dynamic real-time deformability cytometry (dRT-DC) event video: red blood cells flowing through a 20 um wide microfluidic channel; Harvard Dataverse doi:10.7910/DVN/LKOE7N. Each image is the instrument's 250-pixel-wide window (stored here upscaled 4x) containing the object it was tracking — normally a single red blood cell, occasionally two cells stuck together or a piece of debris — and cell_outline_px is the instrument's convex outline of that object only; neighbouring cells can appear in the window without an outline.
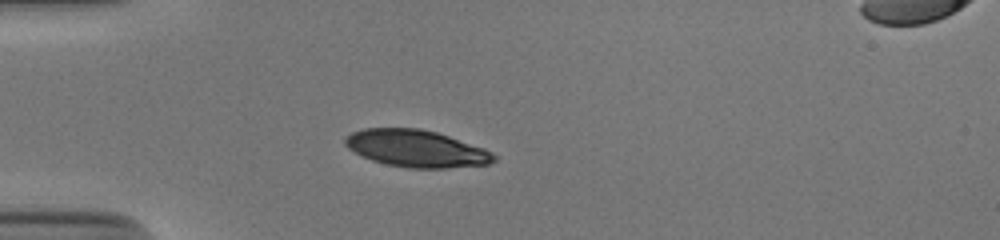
{"species": "human", "species_latin": "Homo sapiens", "temperature_condition": "cold", "stored_images_in_passage": 36, "camera_frame_rate_fps": 3000, "um_per_image_px": 0.085, "donor": {"sex": "male"}, "frame": {"image": 1, "passage_image": 1, "time_ms": 0.0, "image_size_px": [1000, 240], "cell_outline_px": [[496, 160], [488, 164], [448, 168], [408, 168], [388, 164], [372, 160], [348, 148], [344, 144], [344, 140], [352, 132], [364, 128], [420, 128], [436, 132], [484, 148], [492, 152], [496, 156]], "centroid_in_image_um": [35.4, 12.62], "position_along_channel_um": 49.6, "area_um2": 31.91}}
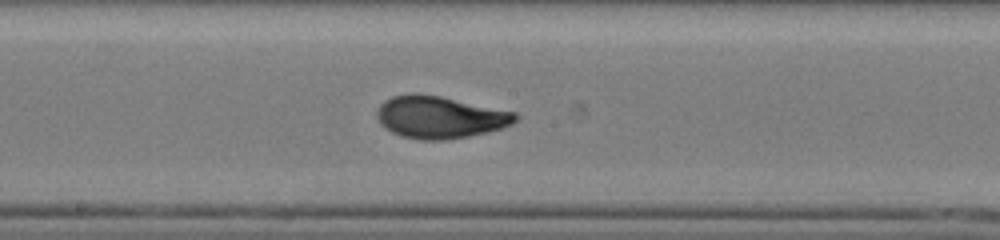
{"frame": {"image": 2, "passage_image": 15, "time_ms": 4.667, "image_size_px": [1000, 240], "cell_outline_px": [[520, 116], [512, 124], [488, 132], [468, 136], [444, 140], [420, 140], [400, 136], [392, 132], [380, 124], [376, 116], [376, 112], [380, 104], [392, 96], [440, 96], [516, 112]], "centroid_in_image_um": [37.41, 10.0], "position_along_channel_um": 210.8, "area_um2": 33.47}}
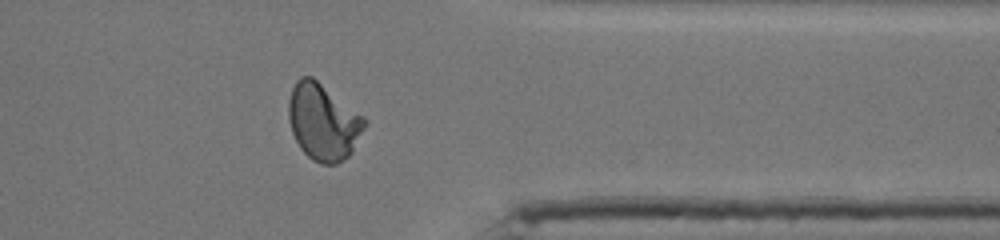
{"frame": {"image": 3, "passage_image": 29, "time_ms": 9.333, "image_size_px": [1000, 240], "cell_outline_px": [[364, 128], [352, 152], [348, 156], [336, 164], [320, 164], [312, 160], [300, 148], [292, 132], [288, 120], [288, 100], [292, 88], [296, 80], [300, 76], [312, 76], [364, 116]], "centroid_in_image_um": [27.44, 10.35], "position_along_channel_um": 384.0, "area_um2": 33.81}, "authors_computed_cell_mechanics": {"area_um2": 32.8882, "velocity_mm_per_s": 3.8619, "shape_relaxation_time_tau1_ms": 4.7771, "shape_relaxation_time_tau2_ms": 0.8481, "deformation_change_tau1": 0.1809, "deformation_change_tau2": 0.0437}}